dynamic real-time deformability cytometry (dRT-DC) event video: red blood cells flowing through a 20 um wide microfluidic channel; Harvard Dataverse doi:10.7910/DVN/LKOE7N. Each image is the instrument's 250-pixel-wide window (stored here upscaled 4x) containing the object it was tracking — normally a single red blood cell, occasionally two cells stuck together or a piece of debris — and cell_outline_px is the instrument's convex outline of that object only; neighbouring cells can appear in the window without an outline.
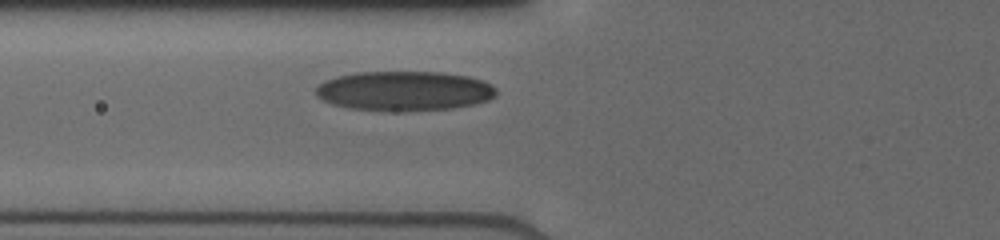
{"species": "human", "species_latin": "Homo sapiens", "temperature_condition": "cold", "stored_images_in_passage": 4, "camera_frame_rate_fps": 3000, "um_per_image_px": 0.085, "donor": {"sex": "male"}, "frame": {"image": 1, "passage_image": 4, "time_ms": 2.333, "image_size_px": [1000, 240], "cell_outline_px": [[496, 96], [488, 100], [472, 104], [452, 108], [404, 112], [352, 108], [332, 104], [316, 96], [316, 88], [320, 84], [328, 80], [340, 76], [356, 72], [440, 72], [468, 76], [484, 80], [492, 84], [496, 88]], "centroid_in_image_um": [34.42, 7.73], "position_along_channel_um": 91.4, "area_um2": 41.67}}